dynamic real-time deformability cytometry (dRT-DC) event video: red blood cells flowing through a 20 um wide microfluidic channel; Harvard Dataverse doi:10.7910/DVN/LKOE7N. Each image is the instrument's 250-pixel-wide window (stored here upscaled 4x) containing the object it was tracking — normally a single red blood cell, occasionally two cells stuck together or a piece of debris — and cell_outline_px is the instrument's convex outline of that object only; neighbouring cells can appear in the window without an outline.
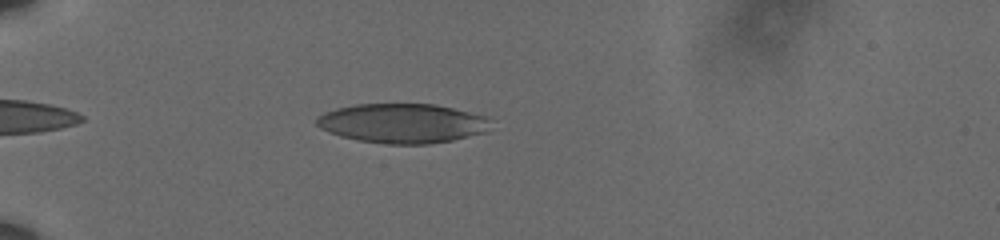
{"species": "human", "species_latin": "Homo sapiens", "temperature_condition": "cold", "stored_images_in_passage": 19, "camera_frame_rate_fps": 3000, "um_per_image_px": 0.085, "donor": {"sex": "male"}, "frame": {"image": 1, "passage_image": 4, "time_ms": 1.0, "image_size_px": [1000, 240], "cell_outline_px": [[488, 132], [452, 140], [428, 144], [388, 144], [360, 140], [340, 136], [328, 132], [320, 128], [316, 124], [316, 116], [324, 112], [336, 108], [356, 104], [436, 104], [484, 116], [488, 120]], "centroid_in_image_um": [34.16, 10.48], "position_along_channel_um": 50.8, "area_um2": 39.94}}
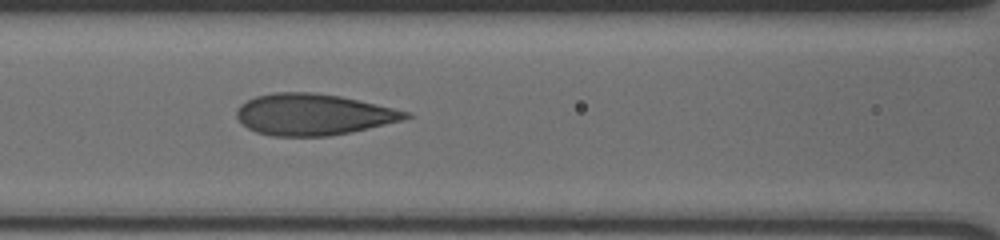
{"frame": {"image": 2, "passage_image": 13, "time_ms": 4.0, "image_size_px": [1000, 240], "cell_outline_px": [[412, 116], [400, 120], [352, 132], [328, 136], [272, 136], [256, 132], [248, 128], [236, 116], [236, 112], [240, 104], [256, 96], [272, 92], [312, 92], [340, 96], [392, 108], [408, 112]], "centroid_in_image_um": [26.57, 9.73], "position_along_channel_um": 140.0, "area_um2": 40.29}}
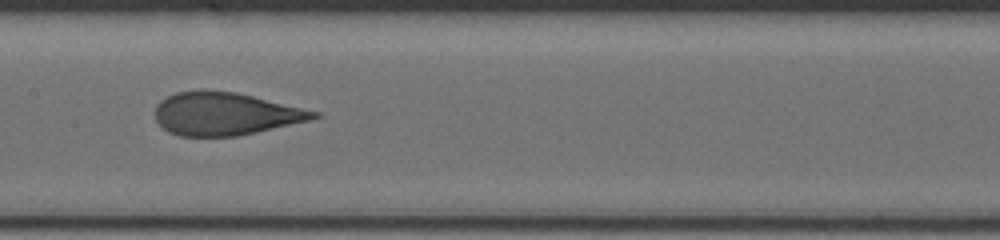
{"frame": {"image": 3, "passage_image": 17, "time_ms": 5.333, "image_size_px": [1000, 240], "cell_outline_px": [[320, 116], [308, 120], [256, 132], [236, 136], [180, 136], [168, 132], [156, 120], [156, 104], [160, 100], [176, 92], [200, 88], [204, 88], [236, 92], [320, 112]], "centroid_in_image_um": [19.09, 9.65], "position_along_channel_um": 188.3, "area_um2": 39.59}}